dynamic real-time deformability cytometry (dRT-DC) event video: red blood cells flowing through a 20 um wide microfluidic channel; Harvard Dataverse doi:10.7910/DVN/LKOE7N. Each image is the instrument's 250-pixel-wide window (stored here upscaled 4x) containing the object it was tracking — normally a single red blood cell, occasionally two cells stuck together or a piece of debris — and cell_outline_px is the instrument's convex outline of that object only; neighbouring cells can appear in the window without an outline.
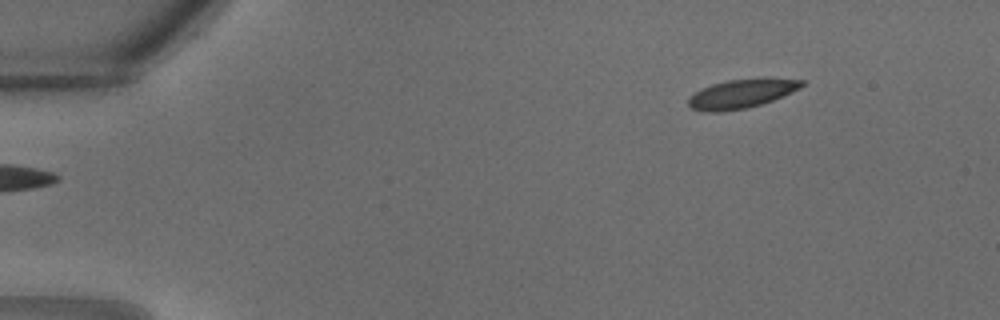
{"species": "common noctule bat (a hibernating species)", "species_latin": "Nyctalus noctula", "temperature_condition": "warm", "stored_images_in_passage": 6, "camera_frame_rate_fps": 3000, "um_per_image_px": 0.085, "animal": {"sex": "male", "body_mass_g": 18.8}, "frame": {"image": 1, "passage_image": 1, "time_ms": 0.0, "image_size_px": [1000, 320], "cell_outline_px": [[808, 84], [792, 92], [772, 100], [748, 108], [720, 112], [704, 112], [692, 108], [688, 104], [688, 96], [712, 84], [728, 80], [804, 80]], "centroid_in_image_um": [62.98, 8.01], "position_along_channel_um": 22.0, "area_um2": 18.5}}